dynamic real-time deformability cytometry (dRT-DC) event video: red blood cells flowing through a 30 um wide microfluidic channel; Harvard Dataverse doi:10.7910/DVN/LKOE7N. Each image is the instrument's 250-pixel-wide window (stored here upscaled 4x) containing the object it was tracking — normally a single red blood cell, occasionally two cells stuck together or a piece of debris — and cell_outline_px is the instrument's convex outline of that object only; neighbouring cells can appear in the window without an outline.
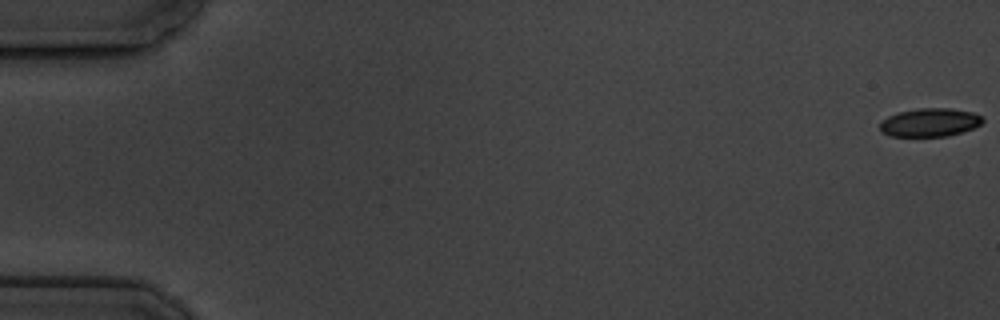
{"species": "common noctule bat (a hibernating species)", "species_latin": "Nyctalus noctula", "temperature_condition": "cold", "stored_images_in_passage": 5, "camera_frame_rate_fps": 3000, "um_per_image_px": 0.085, "animal": {"sex": "male", "body_mass_g": 19.5, "forearm_length_mm": 54.6}, "frame": {"image": 1, "passage_image": 1, "time_ms": 0.0, "image_size_px": [1000, 320], "cell_outline_px": [[984, 120], [980, 124], [972, 128], [948, 136], [892, 136], [880, 132], [880, 124], [888, 116], [900, 112], [916, 108], [948, 108], [972, 112], [984, 116]], "centroid_in_image_um": [79.04, 10.4], "position_along_channel_um": 6.0, "area_um2": 16.88}}
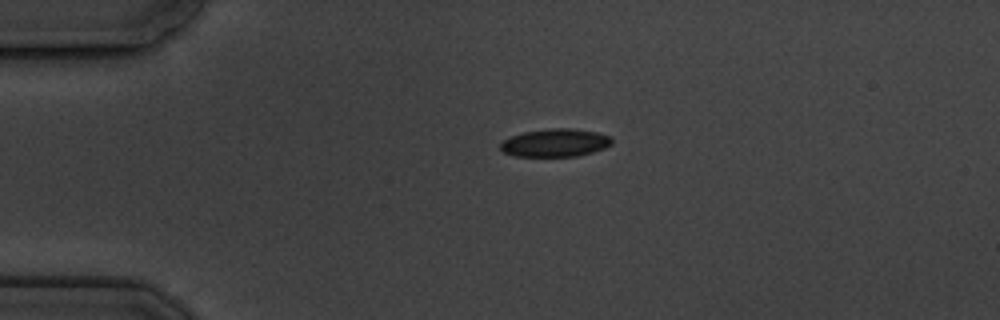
{"frame": {"image": 2, "passage_image": 4, "time_ms": 4.333, "image_size_px": [1000, 320], "cell_outline_px": [[612, 144], [604, 148], [592, 152], [576, 156], [512, 156], [504, 152], [500, 148], [500, 144], [508, 136], [524, 132], [548, 128], [572, 128], [596, 132], [608, 136], [612, 140]], "centroid_in_image_um": [47.16, 12.13], "position_along_channel_um": 37.8, "area_um2": 18.15}}